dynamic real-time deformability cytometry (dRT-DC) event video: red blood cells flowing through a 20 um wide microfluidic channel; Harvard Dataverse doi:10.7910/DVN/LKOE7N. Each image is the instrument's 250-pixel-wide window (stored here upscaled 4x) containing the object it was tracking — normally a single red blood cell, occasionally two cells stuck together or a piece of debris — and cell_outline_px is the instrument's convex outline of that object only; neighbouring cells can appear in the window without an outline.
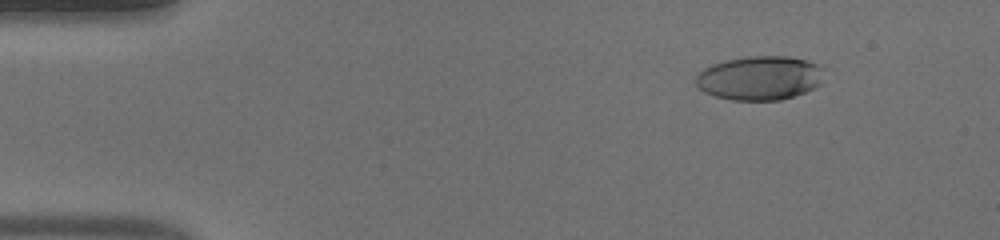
{"species": "human", "species_latin": "Homo sapiens", "temperature_condition": "warm", "stored_images_in_passage": 48, "camera_frame_rate_fps": 3000, "um_per_image_px": 0.085, "donor": {"sex": "male"}, "frame": {"image": 1, "passage_image": 6, "time_ms": 1.667, "image_size_px": [1000, 240], "cell_outline_px": [[820, 84], [804, 92], [780, 100], [732, 100], [716, 96], [704, 92], [696, 88], [696, 76], [704, 68], [712, 64], [724, 60], [748, 56], [788, 56], [804, 60], [816, 64], [820, 68]], "centroid_in_image_um": [64.49, 6.63], "position_along_channel_um": 20.5, "area_um2": 32.6}}
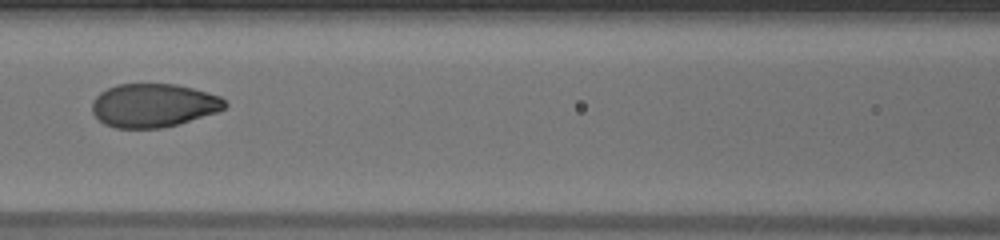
{"frame": {"image": 2, "passage_image": 22, "time_ms": 7.0, "image_size_px": [1000, 240], "cell_outline_px": [[228, 104], [224, 108], [216, 112], [176, 124], [160, 128], [116, 128], [104, 124], [92, 112], [92, 100], [100, 92], [108, 88], [120, 84], [176, 84], [192, 88], [220, 96]], "centroid_in_image_um": [13.01, 8.95], "position_along_channel_um": 153.6, "area_um2": 33.41}}
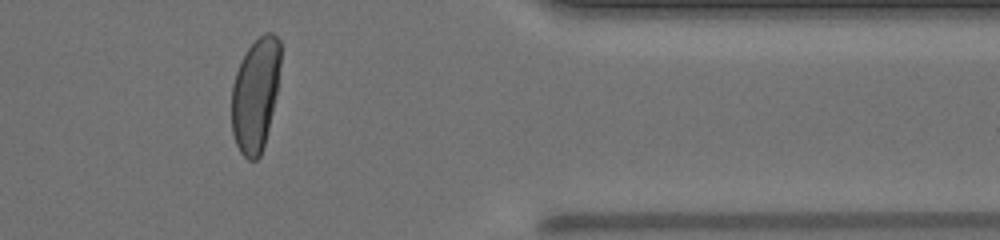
{"frame": {"image": 3, "passage_image": 40, "time_ms": 13.0, "image_size_px": [1000, 240], "cell_outline_px": [[280, 64], [276, 96], [264, 144], [260, 156], [256, 160], [248, 160], [240, 152], [236, 144], [232, 132], [232, 84], [236, 72], [248, 48], [264, 32], [272, 32], [280, 40]], "centroid_in_image_um": [21.71, 8.04], "position_along_channel_um": 389.7, "area_um2": 32.14}, "authors_computed_cell_mechanics": {"area_um2": 33.3795, "velocity_mm_per_s": 4.2634, "shape_relaxation_time_tau1_ms": 4.6278, "shape_relaxation_time_tau2_ms": null, "deformation_change_tau1": 0.2222, "deformation_change_tau2": null}}